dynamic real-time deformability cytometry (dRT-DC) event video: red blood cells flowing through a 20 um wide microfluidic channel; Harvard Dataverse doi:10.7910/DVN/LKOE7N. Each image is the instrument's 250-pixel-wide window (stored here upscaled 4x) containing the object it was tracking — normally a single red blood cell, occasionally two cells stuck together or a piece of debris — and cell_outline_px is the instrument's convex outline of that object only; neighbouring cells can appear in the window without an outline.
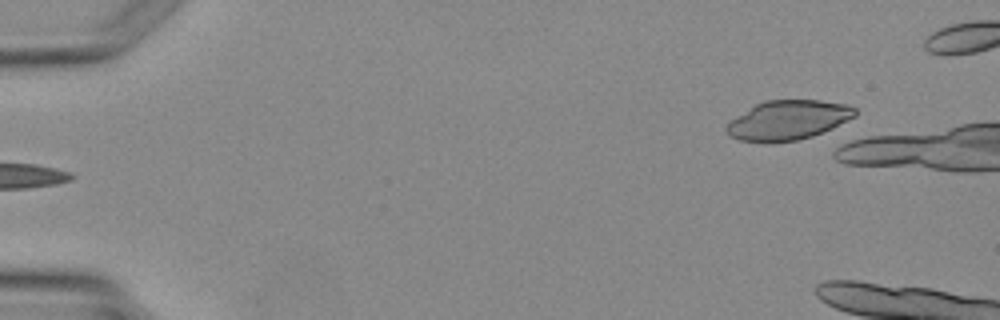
{"species": "Egyptian fruit bat (a non-hibernating species)", "species_latin": "Rousettus aegyptiacus", "temperature_condition": "warm", "stored_images_in_passage": 5, "camera_frame_rate_fps": 3000, "um_per_image_px": 0.085, "animal": {"sex": "female"}, "frame": {"image": 1, "passage_image": 5, "time_ms": 4.667, "image_size_px": [1000, 320], "cell_outline_px": [[856, 116], [832, 128], [812, 136], [796, 140], [772, 144], [768, 144], [740, 140], [728, 136], [724, 128], [732, 120], [756, 104], [764, 100], [820, 100], [848, 104], [856, 108]], "centroid_in_image_um": [66.98, 10.23], "position_along_channel_um": 18.0, "area_um2": 29.77}}